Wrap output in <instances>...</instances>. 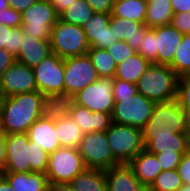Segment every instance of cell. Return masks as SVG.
<instances>
[{"instance_id": "1", "label": "cell", "mask_w": 190, "mask_h": 191, "mask_svg": "<svg viewBox=\"0 0 190 191\" xmlns=\"http://www.w3.org/2000/svg\"><path fill=\"white\" fill-rule=\"evenodd\" d=\"M45 95L38 91L0 98V130L5 134L27 133L41 117Z\"/></svg>"}, {"instance_id": "2", "label": "cell", "mask_w": 190, "mask_h": 191, "mask_svg": "<svg viewBox=\"0 0 190 191\" xmlns=\"http://www.w3.org/2000/svg\"><path fill=\"white\" fill-rule=\"evenodd\" d=\"M179 76L169 65L150 64L136 83L138 93L155 103L176 99Z\"/></svg>"}, {"instance_id": "3", "label": "cell", "mask_w": 190, "mask_h": 191, "mask_svg": "<svg viewBox=\"0 0 190 191\" xmlns=\"http://www.w3.org/2000/svg\"><path fill=\"white\" fill-rule=\"evenodd\" d=\"M49 41L52 53L62 59L85 55L90 49L83 27L60 19L52 27Z\"/></svg>"}, {"instance_id": "4", "label": "cell", "mask_w": 190, "mask_h": 191, "mask_svg": "<svg viewBox=\"0 0 190 191\" xmlns=\"http://www.w3.org/2000/svg\"><path fill=\"white\" fill-rule=\"evenodd\" d=\"M114 107L111 113L112 122L120 125L143 129L149 120L155 102L136 93L131 97H114Z\"/></svg>"}, {"instance_id": "5", "label": "cell", "mask_w": 190, "mask_h": 191, "mask_svg": "<svg viewBox=\"0 0 190 191\" xmlns=\"http://www.w3.org/2000/svg\"><path fill=\"white\" fill-rule=\"evenodd\" d=\"M106 133L112 154L119 163L128 164L145 149L141 129L112 122Z\"/></svg>"}, {"instance_id": "6", "label": "cell", "mask_w": 190, "mask_h": 191, "mask_svg": "<svg viewBox=\"0 0 190 191\" xmlns=\"http://www.w3.org/2000/svg\"><path fill=\"white\" fill-rule=\"evenodd\" d=\"M78 151L86 168L107 170L120 164L112 154L106 131L84 134Z\"/></svg>"}, {"instance_id": "7", "label": "cell", "mask_w": 190, "mask_h": 191, "mask_svg": "<svg viewBox=\"0 0 190 191\" xmlns=\"http://www.w3.org/2000/svg\"><path fill=\"white\" fill-rule=\"evenodd\" d=\"M57 14L50 0H39L22 12L23 32L41 40H49L52 27L57 23Z\"/></svg>"}, {"instance_id": "8", "label": "cell", "mask_w": 190, "mask_h": 191, "mask_svg": "<svg viewBox=\"0 0 190 191\" xmlns=\"http://www.w3.org/2000/svg\"><path fill=\"white\" fill-rule=\"evenodd\" d=\"M86 166L78 149L60 147L49 154L48 167L45 172L48 182L70 183Z\"/></svg>"}, {"instance_id": "9", "label": "cell", "mask_w": 190, "mask_h": 191, "mask_svg": "<svg viewBox=\"0 0 190 191\" xmlns=\"http://www.w3.org/2000/svg\"><path fill=\"white\" fill-rule=\"evenodd\" d=\"M33 71L38 92L43 95L64 94V59L51 53Z\"/></svg>"}, {"instance_id": "10", "label": "cell", "mask_w": 190, "mask_h": 191, "mask_svg": "<svg viewBox=\"0 0 190 191\" xmlns=\"http://www.w3.org/2000/svg\"><path fill=\"white\" fill-rule=\"evenodd\" d=\"M169 127L174 133H189L190 117L176 99L155 103L152 114L143 129Z\"/></svg>"}, {"instance_id": "11", "label": "cell", "mask_w": 190, "mask_h": 191, "mask_svg": "<svg viewBox=\"0 0 190 191\" xmlns=\"http://www.w3.org/2000/svg\"><path fill=\"white\" fill-rule=\"evenodd\" d=\"M75 104L87 107L91 112L111 114L115 104L113 79L99 78L74 95Z\"/></svg>"}, {"instance_id": "12", "label": "cell", "mask_w": 190, "mask_h": 191, "mask_svg": "<svg viewBox=\"0 0 190 191\" xmlns=\"http://www.w3.org/2000/svg\"><path fill=\"white\" fill-rule=\"evenodd\" d=\"M64 62V94L75 95L99 79L88 54L65 58Z\"/></svg>"}, {"instance_id": "13", "label": "cell", "mask_w": 190, "mask_h": 191, "mask_svg": "<svg viewBox=\"0 0 190 191\" xmlns=\"http://www.w3.org/2000/svg\"><path fill=\"white\" fill-rule=\"evenodd\" d=\"M145 149L152 154L188 152L189 133H174L169 127L162 129H142Z\"/></svg>"}, {"instance_id": "14", "label": "cell", "mask_w": 190, "mask_h": 191, "mask_svg": "<svg viewBox=\"0 0 190 191\" xmlns=\"http://www.w3.org/2000/svg\"><path fill=\"white\" fill-rule=\"evenodd\" d=\"M37 91L33 68L15 61L0 78V98Z\"/></svg>"}, {"instance_id": "15", "label": "cell", "mask_w": 190, "mask_h": 191, "mask_svg": "<svg viewBox=\"0 0 190 191\" xmlns=\"http://www.w3.org/2000/svg\"><path fill=\"white\" fill-rule=\"evenodd\" d=\"M111 17L109 13L95 12L83 26L90 48L106 49L118 41L110 28Z\"/></svg>"}, {"instance_id": "16", "label": "cell", "mask_w": 190, "mask_h": 191, "mask_svg": "<svg viewBox=\"0 0 190 191\" xmlns=\"http://www.w3.org/2000/svg\"><path fill=\"white\" fill-rule=\"evenodd\" d=\"M27 133L6 134V165L3 172H30Z\"/></svg>"}, {"instance_id": "17", "label": "cell", "mask_w": 190, "mask_h": 191, "mask_svg": "<svg viewBox=\"0 0 190 191\" xmlns=\"http://www.w3.org/2000/svg\"><path fill=\"white\" fill-rule=\"evenodd\" d=\"M183 34L171 24L155 27L156 64L170 65Z\"/></svg>"}, {"instance_id": "18", "label": "cell", "mask_w": 190, "mask_h": 191, "mask_svg": "<svg viewBox=\"0 0 190 191\" xmlns=\"http://www.w3.org/2000/svg\"><path fill=\"white\" fill-rule=\"evenodd\" d=\"M105 174L107 191H143L145 188L128 164L113 166L105 170Z\"/></svg>"}, {"instance_id": "19", "label": "cell", "mask_w": 190, "mask_h": 191, "mask_svg": "<svg viewBox=\"0 0 190 191\" xmlns=\"http://www.w3.org/2000/svg\"><path fill=\"white\" fill-rule=\"evenodd\" d=\"M51 53L49 40L36 39L24 33L20 50L15 60L30 68H34Z\"/></svg>"}, {"instance_id": "20", "label": "cell", "mask_w": 190, "mask_h": 191, "mask_svg": "<svg viewBox=\"0 0 190 191\" xmlns=\"http://www.w3.org/2000/svg\"><path fill=\"white\" fill-rule=\"evenodd\" d=\"M29 140L38 144L48 154L54 153L61 147L55 130V122L47 118H39L28 129Z\"/></svg>"}, {"instance_id": "21", "label": "cell", "mask_w": 190, "mask_h": 191, "mask_svg": "<svg viewBox=\"0 0 190 191\" xmlns=\"http://www.w3.org/2000/svg\"><path fill=\"white\" fill-rule=\"evenodd\" d=\"M70 116L80 126L84 134L106 131L112 123L111 114L91 112L87 107L75 103L70 111Z\"/></svg>"}, {"instance_id": "22", "label": "cell", "mask_w": 190, "mask_h": 191, "mask_svg": "<svg viewBox=\"0 0 190 191\" xmlns=\"http://www.w3.org/2000/svg\"><path fill=\"white\" fill-rule=\"evenodd\" d=\"M128 165L132 168L139 182L149 188L157 175L162 171L155 154L143 149Z\"/></svg>"}, {"instance_id": "23", "label": "cell", "mask_w": 190, "mask_h": 191, "mask_svg": "<svg viewBox=\"0 0 190 191\" xmlns=\"http://www.w3.org/2000/svg\"><path fill=\"white\" fill-rule=\"evenodd\" d=\"M110 28L115 34V38L126 41L135 51H137L140 46L142 36L149 29L145 24L138 21L120 17H111Z\"/></svg>"}, {"instance_id": "24", "label": "cell", "mask_w": 190, "mask_h": 191, "mask_svg": "<svg viewBox=\"0 0 190 191\" xmlns=\"http://www.w3.org/2000/svg\"><path fill=\"white\" fill-rule=\"evenodd\" d=\"M74 103V95H45L41 107V118H47L53 122L60 121L62 118L70 116Z\"/></svg>"}, {"instance_id": "25", "label": "cell", "mask_w": 190, "mask_h": 191, "mask_svg": "<svg viewBox=\"0 0 190 191\" xmlns=\"http://www.w3.org/2000/svg\"><path fill=\"white\" fill-rule=\"evenodd\" d=\"M15 191H47L46 174L39 172H2Z\"/></svg>"}, {"instance_id": "26", "label": "cell", "mask_w": 190, "mask_h": 191, "mask_svg": "<svg viewBox=\"0 0 190 191\" xmlns=\"http://www.w3.org/2000/svg\"><path fill=\"white\" fill-rule=\"evenodd\" d=\"M150 64L147 59L136 53L123 63L117 64L113 79H120L136 85Z\"/></svg>"}, {"instance_id": "27", "label": "cell", "mask_w": 190, "mask_h": 191, "mask_svg": "<svg viewBox=\"0 0 190 191\" xmlns=\"http://www.w3.org/2000/svg\"><path fill=\"white\" fill-rule=\"evenodd\" d=\"M70 184L75 191H107L105 170L86 168Z\"/></svg>"}, {"instance_id": "28", "label": "cell", "mask_w": 190, "mask_h": 191, "mask_svg": "<svg viewBox=\"0 0 190 191\" xmlns=\"http://www.w3.org/2000/svg\"><path fill=\"white\" fill-rule=\"evenodd\" d=\"M55 130L61 147L78 149L84 133L71 116H66L60 121H56Z\"/></svg>"}, {"instance_id": "29", "label": "cell", "mask_w": 190, "mask_h": 191, "mask_svg": "<svg viewBox=\"0 0 190 191\" xmlns=\"http://www.w3.org/2000/svg\"><path fill=\"white\" fill-rule=\"evenodd\" d=\"M147 4L143 0H122L114 2L112 17L138 21L145 24Z\"/></svg>"}, {"instance_id": "30", "label": "cell", "mask_w": 190, "mask_h": 191, "mask_svg": "<svg viewBox=\"0 0 190 191\" xmlns=\"http://www.w3.org/2000/svg\"><path fill=\"white\" fill-rule=\"evenodd\" d=\"M173 14L170 0H157L147 4L145 25L149 28H155L171 24Z\"/></svg>"}, {"instance_id": "31", "label": "cell", "mask_w": 190, "mask_h": 191, "mask_svg": "<svg viewBox=\"0 0 190 191\" xmlns=\"http://www.w3.org/2000/svg\"><path fill=\"white\" fill-rule=\"evenodd\" d=\"M87 54L99 78H114L117 65L105 49L90 48Z\"/></svg>"}, {"instance_id": "32", "label": "cell", "mask_w": 190, "mask_h": 191, "mask_svg": "<svg viewBox=\"0 0 190 191\" xmlns=\"http://www.w3.org/2000/svg\"><path fill=\"white\" fill-rule=\"evenodd\" d=\"M94 13L85 0H75L67 10L59 15V19L63 22L83 27Z\"/></svg>"}, {"instance_id": "33", "label": "cell", "mask_w": 190, "mask_h": 191, "mask_svg": "<svg viewBox=\"0 0 190 191\" xmlns=\"http://www.w3.org/2000/svg\"><path fill=\"white\" fill-rule=\"evenodd\" d=\"M178 76L190 73V34L182 37L174 59L169 65Z\"/></svg>"}, {"instance_id": "34", "label": "cell", "mask_w": 190, "mask_h": 191, "mask_svg": "<svg viewBox=\"0 0 190 191\" xmlns=\"http://www.w3.org/2000/svg\"><path fill=\"white\" fill-rule=\"evenodd\" d=\"M23 34L24 32L21 27L11 28L0 25V49H6L16 57L20 50Z\"/></svg>"}, {"instance_id": "35", "label": "cell", "mask_w": 190, "mask_h": 191, "mask_svg": "<svg viewBox=\"0 0 190 191\" xmlns=\"http://www.w3.org/2000/svg\"><path fill=\"white\" fill-rule=\"evenodd\" d=\"M183 186L180 175L177 169L161 171L151 186L149 187L152 191H177Z\"/></svg>"}, {"instance_id": "36", "label": "cell", "mask_w": 190, "mask_h": 191, "mask_svg": "<svg viewBox=\"0 0 190 191\" xmlns=\"http://www.w3.org/2000/svg\"><path fill=\"white\" fill-rule=\"evenodd\" d=\"M49 154L41 146L29 140L28 143V164L30 172L44 173L48 167Z\"/></svg>"}, {"instance_id": "37", "label": "cell", "mask_w": 190, "mask_h": 191, "mask_svg": "<svg viewBox=\"0 0 190 191\" xmlns=\"http://www.w3.org/2000/svg\"><path fill=\"white\" fill-rule=\"evenodd\" d=\"M136 53L147 59L151 64H156V38L155 28H149L142 36L140 46Z\"/></svg>"}, {"instance_id": "38", "label": "cell", "mask_w": 190, "mask_h": 191, "mask_svg": "<svg viewBox=\"0 0 190 191\" xmlns=\"http://www.w3.org/2000/svg\"><path fill=\"white\" fill-rule=\"evenodd\" d=\"M176 100L190 117V73L179 76Z\"/></svg>"}, {"instance_id": "39", "label": "cell", "mask_w": 190, "mask_h": 191, "mask_svg": "<svg viewBox=\"0 0 190 191\" xmlns=\"http://www.w3.org/2000/svg\"><path fill=\"white\" fill-rule=\"evenodd\" d=\"M105 50L112 56L116 65L123 63L125 60L136 54V51L132 49L126 41L123 40L116 41Z\"/></svg>"}, {"instance_id": "40", "label": "cell", "mask_w": 190, "mask_h": 191, "mask_svg": "<svg viewBox=\"0 0 190 191\" xmlns=\"http://www.w3.org/2000/svg\"><path fill=\"white\" fill-rule=\"evenodd\" d=\"M187 152H175L174 153H164L155 154L162 171L175 170L177 169L183 154Z\"/></svg>"}, {"instance_id": "41", "label": "cell", "mask_w": 190, "mask_h": 191, "mask_svg": "<svg viewBox=\"0 0 190 191\" xmlns=\"http://www.w3.org/2000/svg\"><path fill=\"white\" fill-rule=\"evenodd\" d=\"M0 25L9 26L11 28H19L22 26V12L16 11L10 7L0 11Z\"/></svg>"}, {"instance_id": "42", "label": "cell", "mask_w": 190, "mask_h": 191, "mask_svg": "<svg viewBox=\"0 0 190 191\" xmlns=\"http://www.w3.org/2000/svg\"><path fill=\"white\" fill-rule=\"evenodd\" d=\"M138 93L135 84L125 82L120 79H113V96L114 97H131Z\"/></svg>"}, {"instance_id": "43", "label": "cell", "mask_w": 190, "mask_h": 191, "mask_svg": "<svg viewBox=\"0 0 190 191\" xmlns=\"http://www.w3.org/2000/svg\"><path fill=\"white\" fill-rule=\"evenodd\" d=\"M171 25L183 35L190 34V11L173 14Z\"/></svg>"}, {"instance_id": "44", "label": "cell", "mask_w": 190, "mask_h": 191, "mask_svg": "<svg viewBox=\"0 0 190 191\" xmlns=\"http://www.w3.org/2000/svg\"><path fill=\"white\" fill-rule=\"evenodd\" d=\"M183 185H190V150L183 154L181 162L177 167Z\"/></svg>"}, {"instance_id": "45", "label": "cell", "mask_w": 190, "mask_h": 191, "mask_svg": "<svg viewBox=\"0 0 190 191\" xmlns=\"http://www.w3.org/2000/svg\"><path fill=\"white\" fill-rule=\"evenodd\" d=\"M96 13H112L114 0H85Z\"/></svg>"}, {"instance_id": "46", "label": "cell", "mask_w": 190, "mask_h": 191, "mask_svg": "<svg viewBox=\"0 0 190 191\" xmlns=\"http://www.w3.org/2000/svg\"><path fill=\"white\" fill-rule=\"evenodd\" d=\"M15 61V57L10 52L0 49V78Z\"/></svg>"}, {"instance_id": "47", "label": "cell", "mask_w": 190, "mask_h": 191, "mask_svg": "<svg viewBox=\"0 0 190 191\" xmlns=\"http://www.w3.org/2000/svg\"><path fill=\"white\" fill-rule=\"evenodd\" d=\"M38 1L39 0H8V4L10 8L23 12Z\"/></svg>"}, {"instance_id": "48", "label": "cell", "mask_w": 190, "mask_h": 191, "mask_svg": "<svg viewBox=\"0 0 190 191\" xmlns=\"http://www.w3.org/2000/svg\"><path fill=\"white\" fill-rule=\"evenodd\" d=\"M173 13H185L190 11V0H170Z\"/></svg>"}, {"instance_id": "49", "label": "cell", "mask_w": 190, "mask_h": 191, "mask_svg": "<svg viewBox=\"0 0 190 191\" xmlns=\"http://www.w3.org/2000/svg\"><path fill=\"white\" fill-rule=\"evenodd\" d=\"M6 134L0 130V173L5 170L6 165Z\"/></svg>"}, {"instance_id": "50", "label": "cell", "mask_w": 190, "mask_h": 191, "mask_svg": "<svg viewBox=\"0 0 190 191\" xmlns=\"http://www.w3.org/2000/svg\"><path fill=\"white\" fill-rule=\"evenodd\" d=\"M58 15L67 10L75 0H50Z\"/></svg>"}, {"instance_id": "51", "label": "cell", "mask_w": 190, "mask_h": 191, "mask_svg": "<svg viewBox=\"0 0 190 191\" xmlns=\"http://www.w3.org/2000/svg\"><path fill=\"white\" fill-rule=\"evenodd\" d=\"M47 191H75L70 183H48Z\"/></svg>"}, {"instance_id": "52", "label": "cell", "mask_w": 190, "mask_h": 191, "mask_svg": "<svg viewBox=\"0 0 190 191\" xmlns=\"http://www.w3.org/2000/svg\"><path fill=\"white\" fill-rule=\"evenodd\" d=\"M0 191H15L7 179L0 173Z\"/></svg>"}, {"instance_id": "53", "label": "cell", "mask_w": 190, "mask_h": 191, "mask_svg": "<svg viewBox=\"0 0 190 191\" xmlns=\"http://www.w3.org/2000/svg\"><path fill=\"white\" fill-rule=\"evenodd\" d=\"M9 7L8 0H0V11Z\"/></svg>"}, {"instance_id": "54", "label": "cell", "mask_w": 190, "mask_h": 191, "mask_svg": "<svg viewBox=\"0 0 190 191\" xmlns=\"http://www.w3.org/2000/svg\"><path fill=\"white\" fill-rule=\"evenodd\" d=\"M177 191H190V185H183Z\"/></svg>"}, {"instance_id": "55", "label": "cell", "mask_w": 190, "mask_h": 191, "mask_svg": "<svg viewBox=\"0 0 190 191\" xmlns=\"http://www.w3.org/2000/svg\"><path fill=\"white\" fill-rule=\"evenodd\" d=\"M146 4H150V3H152V2H155V1H157V0H143Z\"/></svg>"}, {"instance_id": "56", "label": "cell", "mask_w": 190, "mask_h": 191, "mask_svg": "<svg viewBox=\"0 0 190 191\" xmlns=\"http://www.w3.org/2000/svg\"><path fill=\"white\" fill-rule=\"evenodd\" d=\"M143 191H152V190H150L149 188H144Z\"/></svg>"}, {"instance_id": "57", "label": "cell", "mask_w": 190, "mask_h": 191, "mask_svg": "<svg viewBox=\"0 0 190 191\" xmlns=\"http://www.w3.org/2000/svg\"><path fill=\"white\" fill-rule=\"evenodd\" d=\"M189 143H190V127H189Z\"/></svg>"}]
</instances>
